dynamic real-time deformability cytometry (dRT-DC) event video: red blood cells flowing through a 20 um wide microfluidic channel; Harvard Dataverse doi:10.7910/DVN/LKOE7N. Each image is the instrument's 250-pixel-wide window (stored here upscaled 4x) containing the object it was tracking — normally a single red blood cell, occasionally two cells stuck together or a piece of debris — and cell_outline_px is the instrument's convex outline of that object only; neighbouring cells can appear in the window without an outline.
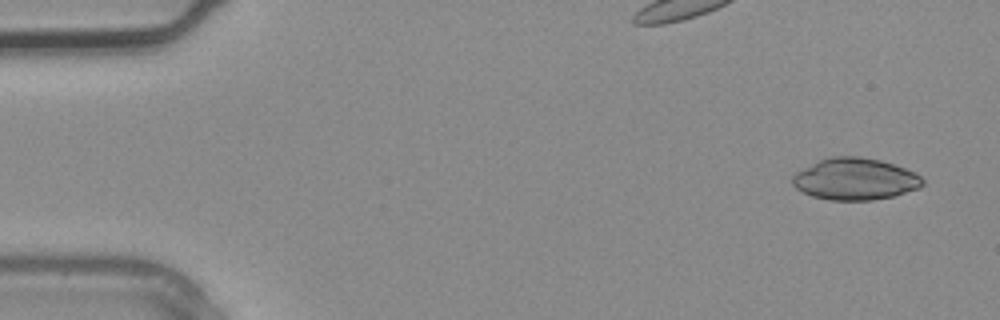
{"species": "common noctule bat (a hibernating species)", "species_latin": "Nyctalus noctula", "temperature_condition": "warm", "stored_images_in_passage": 4, "camera_frame_rate_fps": 3000, "um_per_image_px": 0.085, "animal": {"sex": "male", "body_mass_g": 20.4}, "frame": {"image": 1, "passage_image": 1, "time_ms": 0.0, "image_size_px": [1000, 320], "cell_outline_px": [[924, 184], [920, 188], [892, 196], [872, 200], [828, 200], [812, 196], [796, 188], [792, 184], [792, 176], [796, 172], [820, 160], [832, 156], [860, 156], [880, 160], [916, 172], [924, 180]], "centroid_in_image_um": [72.69, 15.22], "position_along_channel_um": 12.3, "area_um2": 31.62}}
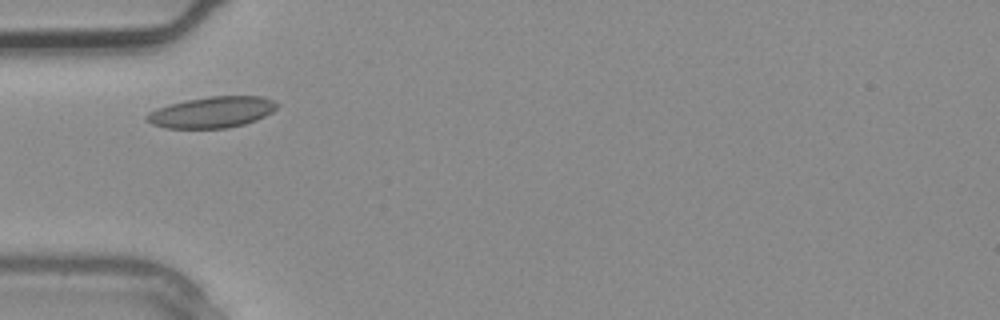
{"frame": {"image": 2, "passage_image": 4, "time_ms": 1.0, "image_size_px": [1000, 320], "cell_outline_px": [[280, 104], [272, 112], [256, 120], [244, 124], [228, 128], [164, 128], [152, 124], [144, 116], [148, 112], [156, 108], [168, 104], [188, 100], [212, 96], [260, 96], [276, 100]], "centroid_in_image_um": [18.03, 9.53], "position_along_channel_um": 67.0, "area_um2": 23.7}}